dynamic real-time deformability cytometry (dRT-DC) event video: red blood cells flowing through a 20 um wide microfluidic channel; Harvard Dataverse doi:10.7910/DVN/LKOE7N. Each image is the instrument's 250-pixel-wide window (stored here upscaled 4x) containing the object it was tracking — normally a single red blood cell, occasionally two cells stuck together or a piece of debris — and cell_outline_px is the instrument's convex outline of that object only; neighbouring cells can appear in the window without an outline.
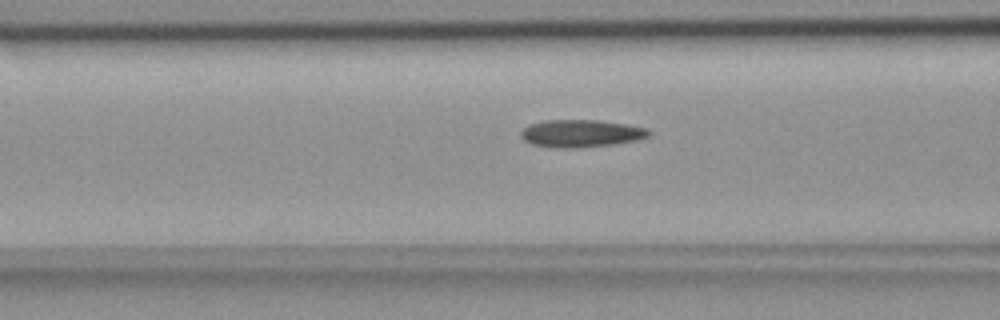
{"species": "common noctule bat (a hibernating species)", "species_latin": "Nyctalus noctula", "temperature_condition": "room temperature", "stored_images_in_passage": 47, "camera_frame_rate_fps": 3000, "um_per_image_px": 0.085, "animal": {"sex": "female", "body_mass_g": 18.4}, "frame": {"image": 1, "passage_image": 13, "time_ms": 4.0, "image_size_px": [1000, 320], "cell_outline_px": [[652, 132], [648, 136], [636, 140], [612, 144], [532, 144], [524, 140], [520, 136], [520, 132], [528, 124], [544, 120], [600, 120], [624, 124], [644, 128]], "centroid_in_image_um": [49.4, 11.26], "position_along_channel_um": 117.2, "area_um2": 18.96}}
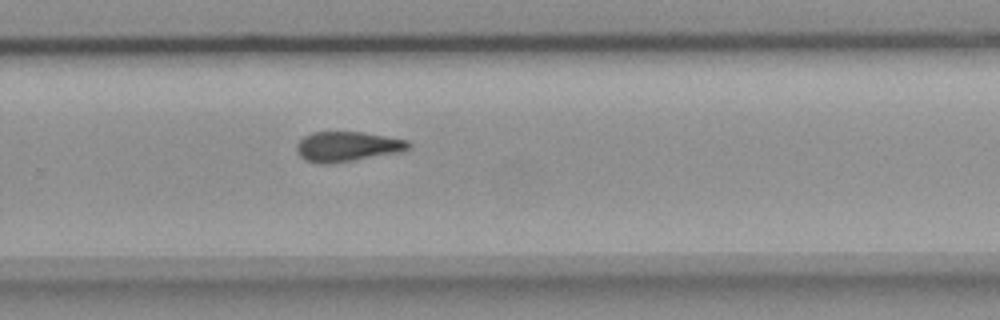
{"frame": {"image": 2, "passage_image": 28, "time_ms": 9.0, "image_size_px": [1000, 320], "cell_outline_px": [[412, 144], [408, 148], [400, 152], [332, 164], [316, 164], [304, 160], [296, 152], [296, 144], [304, 136], [312, 132], [364, 132], [408, 140]], "centroid_in_image_um": [29.48, 12.46], "position_along_channel_um": 300.3, "area_um2": 19.77}}
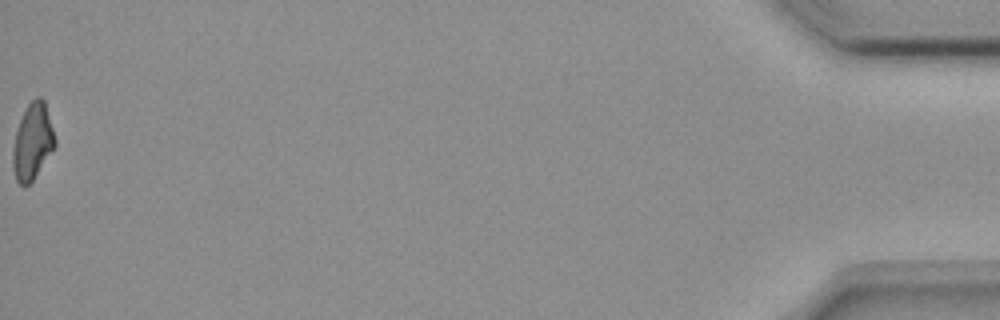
{"frame": {"image": 3, "passage_image": 47, "time_ms": 15.333, "image_size_px": [1000, 320], "cell_outline_px": [[56, 144], [32, 180], [28, 184], [20, 184], [16, 180], [12, 164], [12, 152], [16, 132], [20, 120], [28, 104], [36, 96], [40, 96], [44, 100], [56, 140]], "centroid_in_image_um": [2.76, 12.01], "position_along_channel_um": 432.4, "area_um2": 18.21}, "authors_computed_cell_mechanics": {"area_um2": 19.4208, "velocity_mm_per_s": 3.6769, "shape_relaxation_time_tau1_ms": null, "shape_relaxation_time_tau2_ms": 4.8669, "deformation_change_tau1": null, "deformation_change_tau2": 0.106}}